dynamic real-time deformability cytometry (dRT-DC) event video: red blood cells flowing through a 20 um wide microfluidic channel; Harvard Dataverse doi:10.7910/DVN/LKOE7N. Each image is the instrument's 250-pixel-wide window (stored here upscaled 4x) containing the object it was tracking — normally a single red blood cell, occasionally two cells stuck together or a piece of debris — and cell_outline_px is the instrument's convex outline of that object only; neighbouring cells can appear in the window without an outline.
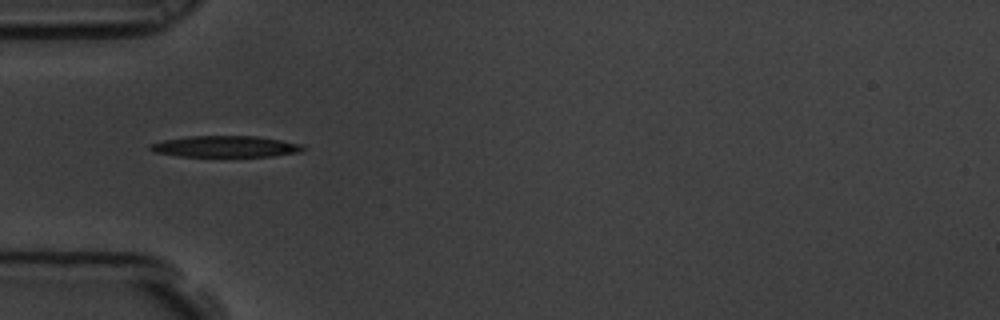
{"species": "common noctule bat (a hibernating species)", "species_latin": "Nyctalus noctula", "temperature_condition": "room temperature", "stored_images_in_passage": 2, "camera_frame_rate_fps": 3000, "um_per_image_px": 0.085, "animal": {"sex": "male", "body_mass_g": 19.5, "forearm_length_mm": 54.6}, "frame": {"image": 1, "passage_image": 1, "time_ms": 0.0, "image_size_px": [1000, 320], "cell_outline_px": [[304, 148], [300, 152], [272, 156], [180, 156], [156, 152], [148, 148], [152, 144], [164, 140], [192, 136], [256, 136], [304, 144]], "centroid_in_image_um": [19.21, 12.45], "position_along_channel_um": 65.8, "area_um2": 18.67}}
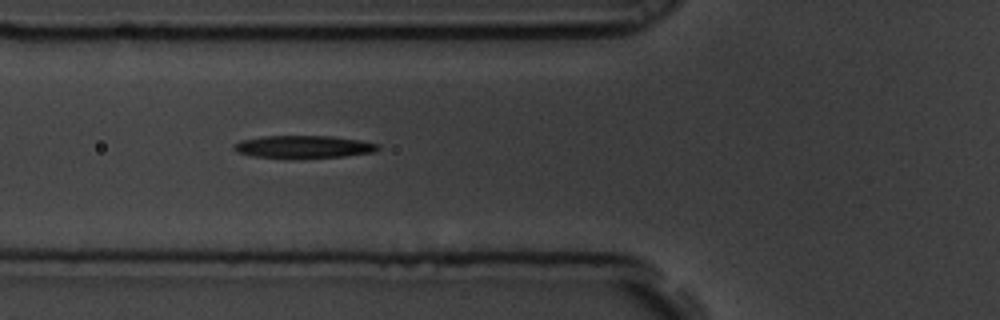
{"frame": {"image": 2, "passage_image": 2, "time_ms": 0.333, "image_size_px": [1000, 320], "cell_outline_px": [[380, 148], [376, 152], [344, 156], [248, 156], [236, 152], [232, 148], [232, 144], [240, 140], [264, 136], [332, 136], [360, 140], [380, 144]], "centroid_in_image_um": [25.8, 12.44], "position_along_channel_um": 100.0, "area_um2": 18.44}}